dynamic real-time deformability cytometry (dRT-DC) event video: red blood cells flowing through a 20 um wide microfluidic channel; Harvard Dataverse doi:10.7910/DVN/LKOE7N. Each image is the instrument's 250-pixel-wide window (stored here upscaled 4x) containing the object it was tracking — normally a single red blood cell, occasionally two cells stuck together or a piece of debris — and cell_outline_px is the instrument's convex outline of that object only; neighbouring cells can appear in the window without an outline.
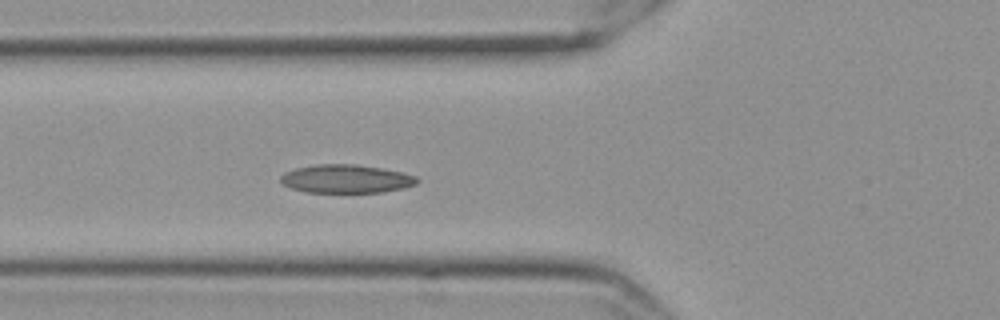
{"species": "Egyptian fruit bat (a non-hibernating species)", "species_latin": "Rousettus aegyptiacus", "temperature_condition": "cold", "stored_images_in_passage": 44, "camera_frame_rate_fps": 3000, "um_per_image_px": 0.085, "frame": {"image": 1, "passage_image": 7, "time_ms": 2.0, "image_size_px": [1000, 320], "cell_outline_px": [[420, 180], [416, 184], [404, 188], [384, 192], [304, 192], [292, 188], [284, 184], [280, 180], [280, 176], [284, 172], [296, 168], [316, 164], [356, 164], [404, 172], [416, 176]], "centroid_in_image_um": [29.44, 15.2], "position_along_channel_um": 96.4, "area_um2": 22.66}}
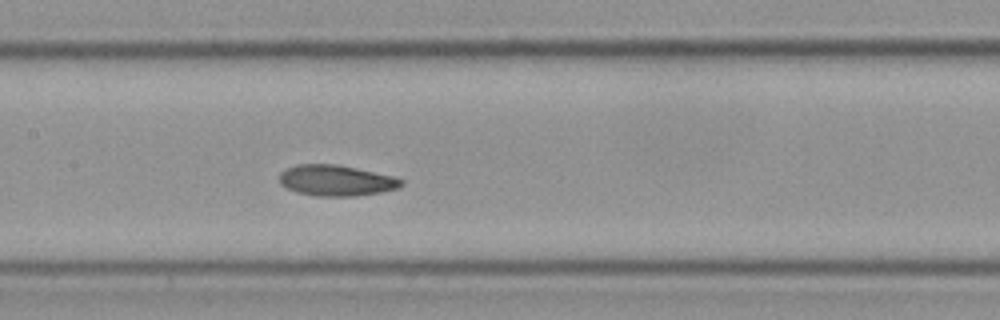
{"frame": {"image": 2, "passage_image": 14, "time_ms": 4.333, "image_size_px": [1000, 320], "cell_outline_px": [[404, 184], [396, 188], [380, 192], [356, 196], [316, 196], [296, 192], [280, 184], [280, 172], [296, 164], [336, 164], [356, 168], [392, 176], [404, 180]], "centroid_in_image_um": [28.56, 15.34], "position_along_channel_um": 178.8, "area_um2": 21.79}}
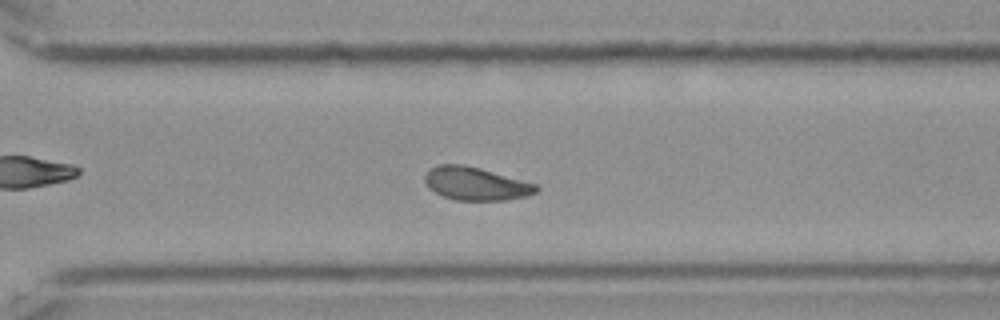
{"frame": {"image": 3, "passage_image": 27, "time_ms": 8.667, "image_size_px": [1000, 320], "cell_outline_px": [[540, 188], [536, 192], [528, 196], [504, 200], [456, 200], [444, 196], [428, 188], [424, 180], [424, 176], [432, 168], [440, 164], [464, 164], [480, 168], [536, 184]], "centroid_in_image_um": [40.45, 15.61], "position_along_channel_um": 330.2, "area_um2": 21.33}, "authors_computed_cell_mechanics": {"area_um2": 21.4438, "velocity_mm_per_s": 3.5054, "shape_relaxation_time_tau1_ms": 5.2002, "shape_relaxation_time_tau2_ms": 2.9125, "deformation_change_tau1": 0.1347, "deformation_change_tau2": 0.0579}}